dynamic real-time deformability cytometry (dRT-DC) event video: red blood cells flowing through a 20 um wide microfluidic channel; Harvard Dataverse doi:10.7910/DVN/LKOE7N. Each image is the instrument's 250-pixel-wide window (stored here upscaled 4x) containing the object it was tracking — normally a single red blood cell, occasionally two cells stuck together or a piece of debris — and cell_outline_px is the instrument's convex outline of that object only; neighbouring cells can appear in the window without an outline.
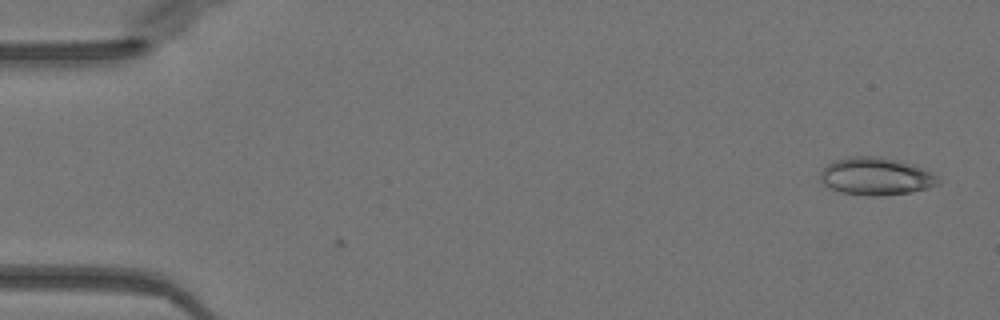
{"species": "Egyptian fruit bat (a non-hibernating species)", "species_latin": "Rousettus aegyptiacus", "temperature_condition": "warm", "stored_images_in_passage": 3, "camera_frame_rate_fps": 3000, "um_per_image_px": 0.085, "animal": {"sex": "female"}, "frame": {"image": 1, "passage_image": 3, "time_ms": 0.667, "image_size_px": [1000, 320], "cell_outline_px": [[940, 184], [928, 188], [912, 192], [880, 196], [868, 196], [840, 192], [828, 188], [820, 180], [820, 172], [832, 160], [848, 156], [880, 156], [900, 160], [912, 164], [932, 172], [940, 180]], "centroid_in_image_um": [74.45, 14.98], "position_along_channel_um": 10.6, "area_um2": 26.24}}